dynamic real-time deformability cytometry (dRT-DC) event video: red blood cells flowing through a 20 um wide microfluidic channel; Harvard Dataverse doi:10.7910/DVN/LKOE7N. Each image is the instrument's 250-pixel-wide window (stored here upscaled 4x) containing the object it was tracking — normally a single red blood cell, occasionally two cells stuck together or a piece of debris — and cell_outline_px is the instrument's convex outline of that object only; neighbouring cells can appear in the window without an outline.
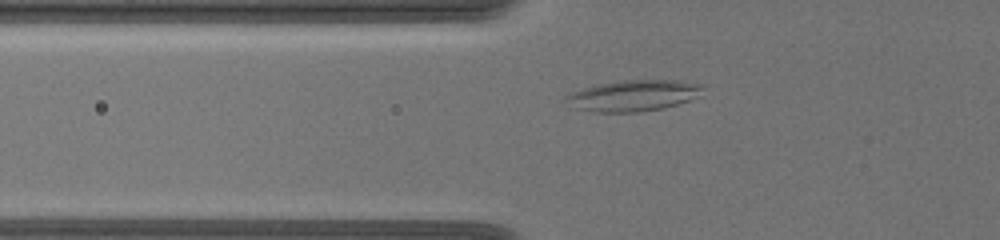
{"species": "common noctule bat (a hibernating species)", "species_latin": "Nyctalus noctula", "temperature_condition": "warm", "stored_images_in_passage": 52, "camera_frame_rate_fps": 3000, "um_per_image_px": 0.085, "animal": {"sex": "female", "body_mass_g": 19.5, "forearm_length_mm": 54.1}, "frame": {"image": 1, "passage_image": 4, "time_ms": 0.667, "image_size_px": [1000, 240], "cell_outline_px": [[700, 88], [688, 100], [676, 104], [660, 108], [636, 112], [600, 112], [580, 108], [564, 100], [572, 92], [584, 88], [600, 84], [632, 80], [676, 80], [700, 84]], "centroid_in_image_um": [53.79, 8.12], "position_along_channel_um": 72.0, "area_um2": 23.47}}
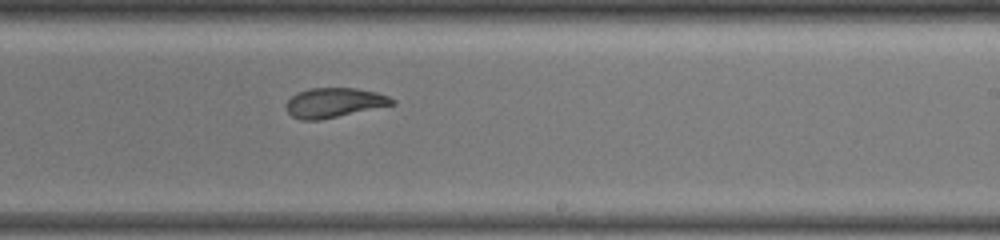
{"frame": {"image": 2, "passage_image": 27, "time_ms": 6.0, "image_size_px": [1000, 240], "cell_outline_px": [[396, 104], [320, 120], [300, 120], [292, 116], [288, 112], [288, 100], [296, 92], [308, 88], [356, 88], [376, 92], [388, 96], [396, 100]], "centroid_in_image_um": [28.42, 8.72], "position_along_channel_um": 260.6, "area_um2": 18.26}}
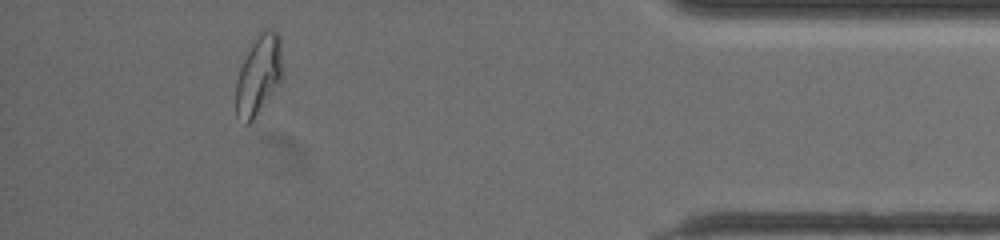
{"frame": {"image": 3, "passage_image": 47, "time_ms": 11.333, "image_size_px": [1000, 240], "cell_outline_px": [[284, 76], [252, 120], [248, 124], [244, 124], [236, 116], [236, 80], [240, 68], [252, 44], [260, 32], [264, 28], [272, 28], [280, 36], [284, 72]], "centroid_in_image_um": [22.01, 6.35], "position_along_channel_um": 413.2, "area_um2": 21.62}, "authors_computed_cell_mechanics": {"area_um2": 18.9584, "velocity_mm_per_s": 3.6145, "shape_relaxation_time_tau1_ms": null, "shape_relaxation_time_tau2_ms": 2.0372, "deformation_change_tau1": null, "deformation_change_tau2": 0.0707}}